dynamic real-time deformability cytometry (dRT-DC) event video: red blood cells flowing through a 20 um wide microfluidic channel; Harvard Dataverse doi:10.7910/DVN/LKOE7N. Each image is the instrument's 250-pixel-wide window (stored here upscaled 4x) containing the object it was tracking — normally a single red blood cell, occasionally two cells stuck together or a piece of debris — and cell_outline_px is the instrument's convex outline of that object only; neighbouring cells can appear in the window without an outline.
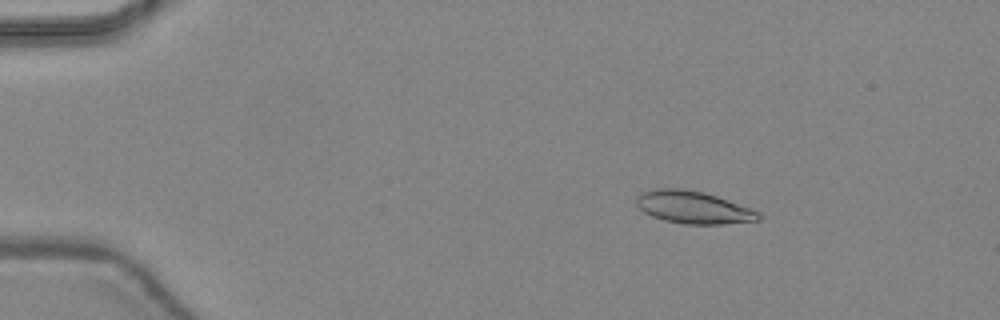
{"species": "common noctule bat (a hibernating species)", "species_latin": "Nyctalus noctula", "temperature_condition": "warm", "stored_images_in_passage": 46, "camera_frame_rate_fps": 3000, "um_per_image_px": 0.085, "animal": {"sex": "female", "body_mass_g": 24.6, "forearm_length_mm": 56.2}, "frame": {"image": 1, "passage_image": 7, "time_ms": 2.0, "image_size_px": [1000, 320], "cell_outline_px": [[760, 220], [724, 224], [684, 224], [664, 220], [652, 216], [644, 212], [636, 204], [636, 196], [640, 192], [656, 188], [680, 188], [704, 192], [752, 208], [760, 212]], "centroid_in_image_um": [58.92, 17.62], "position_along_channel_um": 26.1, "area_um2": 23.24}}
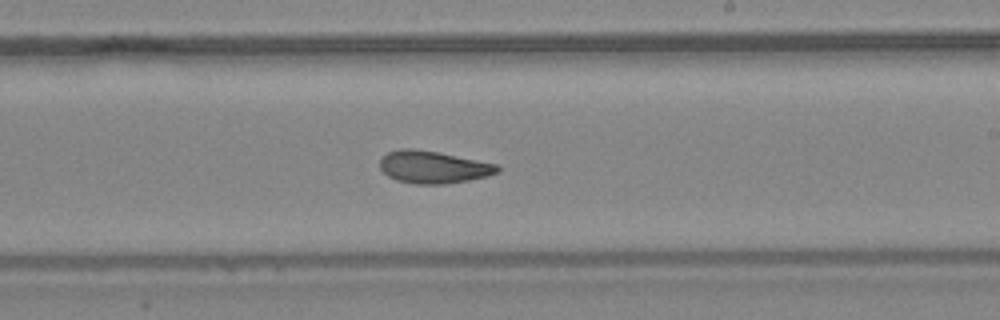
{"frame": {"image": 2, "passage_image": 28, "time_ms": 9.0, "image_size_px": [1000, 320], "cell_outline_px": [[500, 172], [488, 176], [468, 180], [444, 184], [416, 184], [396, 180], [388, 176], [380, 168], [380, 160], [388, 152], [400, 148], [412, 148], [436, 152], [496, 164], [500, 168]], "centroid_in_image_um": [36.81, 14.21], "position_along_channel_um": 252.2, "area_um2": 21.96}}
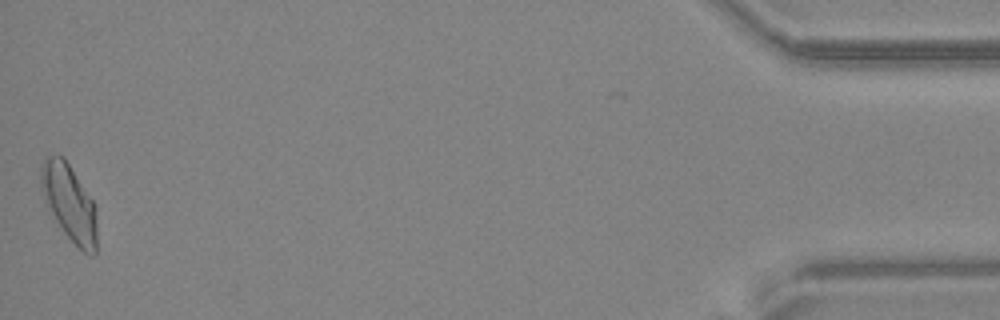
{"frame": {"image": 3, "passage_image": 46, "time_ms": 15.0, "image_size_px": [1000, 320], "cell_outline_px": [[96, 252], [92, 256], [84, 252], [64, 232], [56, 220], [44, 200], [40, 188], [40, 164], [44, 156], [64, 156], [96, 204]], "centroid_in_image_um": [5.88, 17.17], "position_along_channel_um": 429.3, "area_um2": 25.09}, "authors_computed_cell_mechanics": {"area_um2": 22.4842, "velocity_mm_per_s": 4.4448, "shape_relaxation_time_tau1_ms": 8.1303, "shape_relaxation_time_tau2_ms": 2.0881, "deformation_change_tau1": 0.2008, "deformation_change_tau2": 0.0789}}